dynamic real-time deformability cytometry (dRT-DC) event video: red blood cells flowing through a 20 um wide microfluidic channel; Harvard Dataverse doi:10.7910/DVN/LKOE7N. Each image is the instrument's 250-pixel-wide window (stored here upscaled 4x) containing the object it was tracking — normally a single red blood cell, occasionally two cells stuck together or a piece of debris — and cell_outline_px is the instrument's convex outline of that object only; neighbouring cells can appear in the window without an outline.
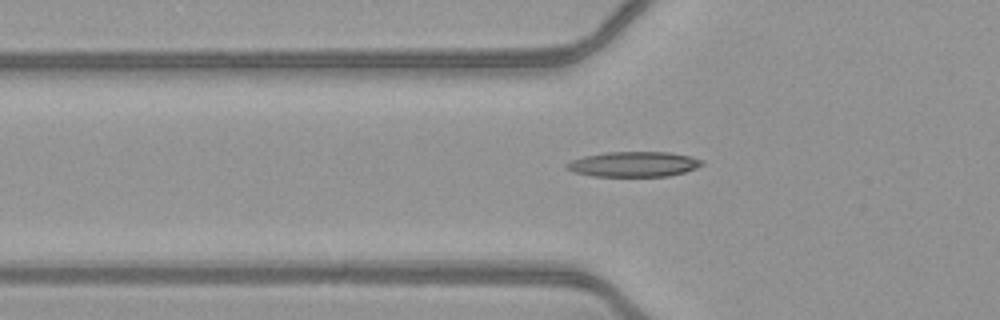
{"species": "common noctule bat (a hibernating species)", "species_latin": "Nyctalus noctula", "temperature_condition": "warm", "stored_images_in_passage": 47, "camera_frame_rate_fps": 3000, "um_per_image_px": 0.085, "animal": {"sex": "female", "body_mass_g": 21.9}, "frame": {"image": 1, "passage_image": 19, "time_ms": 6.0, "image_size_px": [1000, 320], "cell_outline_px": [[704, 164], [696, 168], [684, 172], [668, 176], [592, 176], [572, 172], [564, 168], [564, 164], [572, 160], [584, 156], [608, 152], [672, 152], [692, 156], [704, 160]], "centroid_in_image_um": [53.87, 13.95], "position_along_channel_um": 71.9, "area_um2": 20.06}}
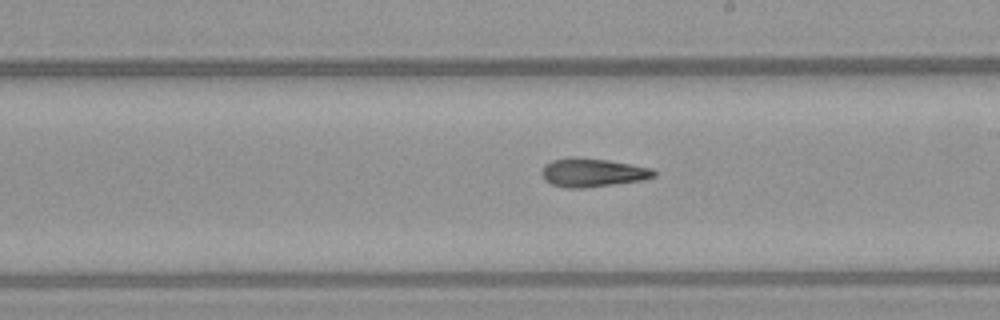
{"frame": {"image": 2, "passage_image": 31, "time_ms": 10.0, "image_size_px": [1000, 320], "cell_outline_px": [[656, 176], [644, 180], [588, 188], [564, 188], [552, 184], [544, 180], [540, 172], [552, 160], [604, 160], [652, 168], [656, 172]], "centroid_in_image_um": [50.42, 14.74], "position_along_channel_um": 238.6, "area_um2": 17.92}}
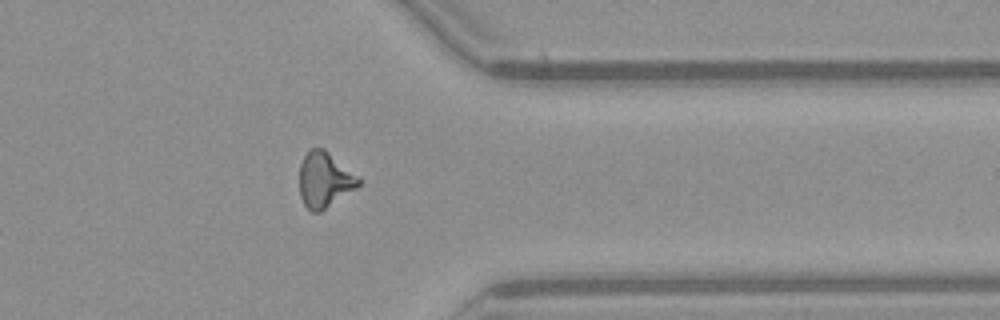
{"frame": {"image": 3, "passage_image": 42, "time_ms": 13.667, "image_size_px": [1000, 320], "cell_outline_px": [[360, 184], [356, 188], [320, 212], [312, 212], [304, 204], [300, 196], [300, 164], [304, 156], [312, 148], [324, 148], [360, 176]], "centroid_in_image_um": [27.6, 15.27], "position_along_channel_um": 383.8, "area_um2": 19.07}}